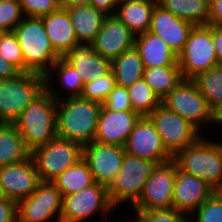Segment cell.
<instances>
[{
    "label": "cell",
    "instance_id": "1",
    "mask_svg": "<svg viewBox=\"0 0 222 222\" xmlns=\"http://www.w3.org/2000/svg\"><path fill=\"white\" fill-rule=\"evenodd\" d=\"M45 88L57 101V136L76 142L82 147L92 143L96 136L102 104L81 96L65 99L60 95L59 98L50 83H45Z\"/></svg>",
    "mask_w": 222,
    "mask_h": 222
},
{
    "label": "cell",
    "instance_id": "2",
    "mask_svg": "<svg viewBox=\"0 0 222 222\" xmlns=\"http://www.w3.org/2000/svg\"><path fill=\"white\" fill-rule=\"evenodd\" d=\"M56 108L57 101L45 88L13 122L30 152L57 136Z\"/></svg>",
    "mask_w": 222,
    "mask_h": 222
},
{
    "label": "cell",
    "instance_id": "3",
    "mask_svg": "<svg viewBox=\"0 0 222 222\" xmlns=\"http://www.w3.org/2000/svg\"><path fill=\"white\" fill-rule=\"evenodd\" d=\"M173 160L181 171L204 180L214 191H222V143L200 137Z\"/></svg>",
    "mask_w": 222,
    "mask_h": 222
},
{
    "label": "cell",
    "instance_id": "4",
    "mask_svg": "<svg viewBox=\"0 0 222 222\" xmlns=\"http://www.w3.org/2000/svg\"><path fill=\"white\" fill-rule=\"evenodd\" d=\"M13 32L24 57V72L45 76L60 56L50 44L42 19L25 16Z\"/></svg>",
    "mask_w": 222,
    "mask_h": 222
},
{
    "label": "cell",
    "instance_id": "5",
    "mask_svg": "<svg viewBox=\"0 0 222 222\" xmlns=\"http://www.w3.org/2000/svg\"><path fill=\"white\" fill-rule=\"evenodd\" d=\"M44 89L45 76L37 72L0 80V123H13Z\"/></svg>",
    "mask_w": 222,
    "mask_h": 222
},
{
    "label": "cell",
    "instance_id": "6",
    "mask_svg": "<svg viewBox=\"0 0 222 222\" xmlns=\"http://www.w3.org/2000/svg\"><path fill=\"white\" fill-rule=\"evenodd\" d=\"M158 163L148 161L125 153L120 171L107 188L109 197L114 205L129 202L133 206L140 198L144 183L153 173Z\"/></svg>",
    "mask_w": 222,
    "mask_h": 222
},
{
    "label": "cell",
    "instance_id": "7",
    "mask_svg": "<svg viewBox=\"0 0 222 222\" xmlns=\"http://www.w3.org/2000/svg\"><path fill=\"white\" fill-rule=\"evenodd\" d=\"M40 181H52L83 158V147L76 142L54 137L30 153Z\"/></svg>",
    "mask_w": 222,
    "mask_h": 222
},
{
    "label": "cell",
    "instance_id": "8",
    "mask_svg": "<svg viewBox=\"0 0 222 222\" xmlns=\"http://www.w3.org/2000/svg\"><path fill=\"white\" fill-rule=\"evenodd\" d=\"M177 62L186 80H193L218 65L212 41V26L193 27L183 50L177 55Z\"/></svg>",
    "mask_w": 222,
    "mask_h": 222
},
{
    "label": "cell",
    "instance_id": "9",
    "mask_svg": "<svg viewBox=\"0 0 222 222\" xmlns=\"http://www.w3.org/2000/svg\"><path fill=\"white\" fill-rule=\"evenodd\" d=\"M161 104L201 131L203 123H215V114L193 80L183 79Z\"/></svg>",
    "mask_w": 222,
    "mask_h": 222
},
{
    "label": "cell",
    "instance_id": "10",
    "mask_svg": "<svg viewBox=\"0 0 222 222\" xmlns=\"http://www.w3.org/2000/svg\"><path fill=\"white\" fill-rule=\"evenodd\" d=\"M115 209L106 186L94 183L78 192L62 196L61 222H84L95 212L108 215Z\"/></svg>",
    "mask_w": 222,
    "mask_h": 222
},
{
    "label": "cell",
    "instance_id": "11",
    "mask_svg": "<svg viewBox=\"0 0 222 222\" xmlns=\"http://www.w3.org/2000/svg\"><path fill=\"white\" fill-rule=\"evenodd\" d=\"M148 117L154 123L164 147L172 157L194 144L201 136L200 131L190 122L162 104Z\"/></svg>",
    "mask_w": 222,
    "mask_h": 222
},
{
    "label": "cell",
    "instance_id": "12",
    "mask_svg": "<svg viewBox=\"0 0 222 222\" xmlns=\"http://www.w3.org/2000/svg\"><path fill=\"white\" fill-rule=\"evenodd\" d=\"M177 163L172 159L158 164L144 183L139 200L132 206L135 212L173 208V188Z\"/></svg>",
    "mask_w": 222,
    "mask_h": 222
},
{
    "label": "cell",
    "instance_id": "13",
    "mask_svg": "<svg viewBox=\"0 0 222 222\" xmlns=\"http://www.w3.org/2000/svg\"><path fill=\"white\" fill-rule=\"evenodd\" d=\"M62 195L51 181H40L36 190L17 203V222H61ZM57 215V216H56Z\"/></svg>",
    "mask_w": 222,
    "mask_h": 222
},
{
    "label": "cell",
    "instance_id": "14",
    "mask_svg": "<svg viewBox=\"0 0 222 222\" xmlns=\"http://www.w3.org/2000/svg\"><path fill=\"white\" fill-rule=\"evenodd\" d=\"M125 152L158 164L168 162L173 157L164 147L154 123L148 116H142L136 122L124 146Z\"/></svg>",
    "mask_w": 222,
    "mask_h": 222
},
{
    "label": "cell",
    "instance_id": "15",
    "mask_svg": "<svg viewBox=\"0 0 222 222\" xmlns=\"http://www.w3.org/2000/svg\"><path fill=\"white\" fill-rule=\"evenodd\" d=\"M125 153L124 147L95 141L83 146V159L88 163L94 181L107 188L120 171Z\"/></svg>",
    "mask_w": 222,
    "mask_h": 222
},
{
    "label": "cell",
    "instance_id": "16",
    "mask_svg": "<svg viewBox=\"0 0 222 222\" xmlns=\"http://www.w3.org/2000/svg\"><path fill=\"white\" fill-rule=\"evenodd\" d=\"M40 182L35 163L31 157L0 167V188L7 199L18 203L29 197Z\"/></svg>",
    "mask_w": 222,
    "mask_h": 222
},
{
    "label": "cell",
    "instance_id": "17",
    "mask_svg": "<svg viewBox=\"0 0 222 222\" xmlns=\"http://www.w3.org/2000/svg\"><path fill=\"white\" fill-rule=\"evenodd\" d=\"M140 115L133 111H113L103 105L94 141L124 147Z\"/></svg>",
    "mask_w": 222,
    "mask_h": 222
},
{
    "label": "cell",
    "instance_id": "18",
    "mask_svg": "<svg viewBox=\"0 0 222 222\" xmlns=\"http://www.w3.org/2000/svg\"><path fill=\"white\" fill-rule=\"evenodd\" d=\"M135 35L115 16H107L91 44L94 51L111 62L134 47Z\"/></svg>",
    "mask_w": 222,
    "mask_h": 222
},
{
    "label": "cell",
    "instance_id": "19",
    "mask_svg": "<svg viewBox=\"0 0 222 222\" xmlns=\"http://www.w3.org/2000/svg\"><path fill=\"white\" fill-rule=\"evenodd\" d=\"M214 192L204 180L181 171L177 166L173 188V208L177 211L192 214Z\"/></svg>",
    "mask_w": 222,
    "mask_h": 222
},
{
    "label": "cell",
    "instance_id": "20",
    "mask_svg": "<svg viewBox=\"0 0 222 222\" xmlns=\"http://www.w3.org/2000/svg\"><path fill=\"white\" fill-rule=\"evenodd\" d=\"M193 27L192 23L174 16L157 3L152 12L149 31L161 37L178 55Z\"/></svg>",
    "mask_w": 222,
    "mask_h": 222
},
{
    "label": "cell",
    "instance_id": "21",
    "mask_svg": "<svg viewBox=\"0 0 222 222\" xmlns=\"http://www.w3.org/2000/svg\"><path fill=\"white\" fill-rule=\"evenodd\" d=\"M86 83L111 72V61L94 51L92 45L80 44L63 57Z\"/></svg>",
    "mask_w": 222,
    "mask_h": 222
},
{
    "label": "cell",
    "instance_id": "22",
    "mask_svg": "<svg viewBox=\"0 0 222 222\" xmlns=\"http://www.w3.org/2000/svg\"><path fill=\"white\" fill-rule=\"evenodd\" d=\"M40 18L44 24L50 44L60 57H63L75 46L80 45L66 9L59 8Z\"/></svg>",
    "mask_w": 222,
    "mask_h": 222
},
{
    "label": "cell",
    "instance_id": "23",
    "mask_svg": "<svg viewBox=\"0 0 222 222\" xmlns=\"http://www.w3.org/2000/svg\"><path fill=\"white\" fill-rule=\"evenodd\" d=\"M134 47L139 52L144 69L179 66L175 52L161 37L150 31L135 36Z\"/></svg>",
    "mask_w": 222,
    "mask_h": 222
},
{
    "label": "cell",
    "instance_id": "24",
    "mask_svg": "<svg viewBox=\"0 0 222 222\" xmlns=\"http://www.w3.org/2000/svg\"><path fill=\"white\" fill-rule=\"evenodd\" d=\"M157 3L158 0H120L114 15L137 36L149 31Z\"/></svg>",
    "mask_w": 222,
    "mask_h": 222
},
{
    "label": "cell",
    "instance_id": "25",
    "mask_svg": "<svg viewBox=\"0 0 222 222\" xmlns=\"http://www.w3.org/2000/svg\"><path fill=\"white\" fill-rule=\"evenodd\" d=\"M66 10L79 44L91 45L107 15L90 4L68 7Z\"/></svg>",
    "mask_w": 222,
    "mask_h": 222
},
{
    "label": "cell",
    "instance_id": "26",
    "mask_svg": "<svg viewBox=\"0 0 222 222\" xmlns=\"http://www.w3.org/2000/svg\"><path fill=\"white\" fill-rule=\"evenodd\" d=\"M111 71L116 85L120 87L129 88L136 81L142 79L144 66L138 50L132 47L122 52L111 62Z\"/></svg>",
    "mask_w": 222,
    "mask_h": 222
},
{
    "label": "cell",
    "instance_id": "27",
    "mask_svg": "<svg viewBox=\"0 0 222 222\" xmlns=\"http://www.w3.org/2000/svg\"><path fill=\"white\" fill-rule=\"evenodd\" d=\"M24 140L13 123H0V167L30 156Z\"/></svg>",
    "mask_w": 222,
    "mask_h": 222
},
{
    "label": "cell",
    "instance_id": "28",
    "mask_svg": "<svg viewBox=\"0 0 222 222\" xmlns=\"http://www.w3.org/2000/svg\"><path fill=\"white\" fill-rule=\"evenodd\" d=\"M158 4L194 26L208 25L209 0H158Z\"/></svg>",
    "mask_w": 222,
    "mask_h": 222
},
{
    "label": "cell",
    "instance_id": "29",
    "mask_svg": "<svg viewBox=\"0 0 222 222\" xmlns=\"http://www.w3.org/2000/svg\"><path fill=\"white\" fill-rule=\"evenodd\" d=\"M62 196L69 195L95 183L88 163L82 158L51 181Z\"/></svg>",
    "mask_w": 222,
    "mask_h": 222
},
{
    "label": "cell",
    "instance_id": "30",
    "mask_svg": "<svg viewBox=\"0 0 222 222\" xmlns=\"http://www.w3.org/2000/svg\"><path fill=\"white\" fill-rule=\"evenodd\" d=\"M143 79L160 100H162L184 78L179 66H163L144 69Z\"/></svg>",
    "mask_w": 222,
    "mask_h": 222
},
{
    "label": "cell",
    "instance_id": "31",
    "mask_svg": "<svg viewBox=\"0 0 222 222\" xmlns=\"http://www.w3.org/2000/svg\"><path fill=\"white\" fill-rule=\"evenodd\" d=\"M193 81L216 115L222 108V65L213 66Z\"/></svg>",
    "mask_w": 222,
    "mask_h": 222
},
{
    "label": "cell",
    "instance_id": "32",
    "mask_svg": "<svg viewBox=\"0 0 222 222\" xmlns=\"http://www.w3.org/2000/svg\"><path fill=\"white\" fill-rule=\"evenodd\" d=\"M133 111L141 117L149 116L160 104V98L142 78L127 88Z\"/></svg>",
    "mask_w": 222,
    "mask_h": 222
},
{
    "label": "cell",
    "instance_id": "33",
    "mask_svg": "<svg viewBox=\"0 0 222 222\" xmlns=\"http://www.w3.org/2000/svg\"><path fill=\"white\" fill-rule=\"evenodd\" d=\"M53 71L56 74L58 73L57 75L59 76L57 77L60 79V85L62 84L61 86L65 90H69L68 92L70 93L66 97L81 96L85 83L72 65L60 57L45 75V83H51V80H53L51 79Z\"/></svg>",
    "mask_w": 222,
    "mask_h": 222
},
{
    "label": "cell",
    "instance_id": "34",
    "mask_svg": "<svg viewBox=\"0 0 222 222\" xmlns=\"http://www.w3.org/2000/svg\"><path fill=\"white\" fill-rule=\"evenodd\" d=\"M115 86L116 81L111 71L105 76L86 82L81 97L102 104Z\"/></svg>",
    "mask_w": 222,
    "mask_h": 222
},
{
    "label": "cell",
    "instance_id": "35",
    "mask_svg": "<svg viewBox=\"0 0 222 222\" xmlns=\"http://www.w3.org/2000/svg\"><path fill=\"white\" fill-rule=\"evenodd\" d=\"M194 212L192 222H222V191H215Z\"/></svg>",
    "mask_w": 222,
    "mask_h": 222
},
{
    "label": "cell",
    "instance_id": "36",
    "mask_svg": "<svg viewBox=\"0 0 222 222\" xmlns=\"http://www.w3.org/2000/svg\"><path fill=\"white\" fill-rule=\"evenodd\" d=\"M0 55L24 72V57L17 36L13 31L3 32L0 36Z\"/></svg>",
    "mask_w": 222,
    "mask_h": 222
},
{
    "label": "cell",
    "instance_id": "37",
    "mask_svg": "<svg viewBox=\"0 0 222 222\" xmlns=\"http://www.w3.org/2000/svg\"><path fill=\"white\" fill-rule=\"evenodd\" d=\"M136 215L137 219L133 222H192L191 214L175 208L136 212Z\"/></svg>",
    "mask_w": 222,
    "mask_h": 222
},
{
    "label": "cell",
    "instance_id": "38",
    "mask_svg": "<svg viewBox=\"0 0 222 222\" xmlns=\"http://www.w3.org/2000/svg\"><path fill=\"white\" fill-rule=\"evenodd\" d=\"M24 17L18 1H0V30L2 32L14 31Z\"/></svg>",
    "mask_w": 222,
    "mask_h": 222
},
{
    "label": "cell",
    "instance_id": "39",
    "mask_svg": "<svg viewBox=\"0 0 222 222\" xmlns=\"http://www.w3.org/2000/svg\"><path fill=\"white\" fill-rule=\"evenodd\" d=\"M18 2L26 17L40 18L60 8L58 0H18Z\"/></svg>",
    "mask_w": 222,
    "mask_h": 222
},
{
    "label": "cell",
    "instance_id": "40",
    "mask_svg": "<svg viewBox=\"0 0 222 222\" xmlns=\"http://www.w3.org/2000/svg\"><path fill=\"white\" fill-rule=\"evenodd\" d=\"M102 105L113 111L133 110L127 88L115 86Z\"/></svg>",
    "mask_w": 222,
    "mask_h": 222
},
{
    "label": "cell",
    "instance_id": "41",
    "mask_svg": "<svg viewBox=\"0 0 222 222\" xmlns=\"http://www.w3.org/2000/svg\"><path fill=\"white\" fill-rule=\"evenodd\" d=\"M0 222H17V203L6 197L0 199Z\"/></svg>",
    "mask_w": 222,
    "mask_h": 222
},
{
    "label": "cell",
    "instance_id": "42",
    "mask_svg": "<svg viewBox=\"0 0 222 222\" xmlns=\"http://www.w3.org/2000/svg\"><path fill=\"white\" fill-rule=\"evenodd\" d=\"M208 26L222 28V0H209Z\"/></svg>",
    "mask_w": 222,
    "mask_h": 222
},
{
    "label": "cell",
    "instance_id": "43",
    "mask_svg": "<svg viewBox=\"0 0 222 222\" xmlns=\"http://www.w3.org/2000/svg\"><path fill=\"white\" fill-rule=\"evenodd\" d=\"M119 0H90V5L107 16H113L116 12Z\"/></svg>",
    "mask_w": 222,
    "mask_h": 222
},
{
    "label": "cell",
    "instance_id": "44",
    "mask_svg": "<svg viewBox=\"0 0 222 222\" xmlns=\"http://www.w3.org/2000/svg\"><path fill=\"white\" fill-rule=\"evenodd\" d=\"M21 73L13 64L0 55V80L11 79Z\"/></svg>",
    "mask_w": 222,
    "mask_h": 222
},
{
    "label": "cell",
    "instance_id": "45",
    "mask_svg": "<svg viewBox=\"0 0 222 222\" xmlns=\"http://www.w3.org/2000/svg\"><path fill=\"white\" fill-rule=\"evenodd\" d=\"M212 41L218 64L222 65V28L212 26Z\"/></svg>",
    "mask_w": 222,
    "mask_h": 222
},
{
    "label": "cell",
    "instance_id": "46",
    "mask_svg": "<svg viewBox=\"0 0 222 222\" xmlns=\"http://www.w3.org/2000/svg\"><path fill=\"white\" fill-rule=\"evenodd\" d=\"M60 8H68L80 5H89L90 0H58Z\"/></svg>",
    "mask_w": 222,
    "mask_h": 222
},
{
    "label": "cell",
    "instance_id": "47",
    "mask_svg": "<svg viewBox=\"0 0 222 222\" xmlns=\"http://www.w3.org/2000/svg\"><path fill=\"white\" fill-rule=\"evenodd\" d=\"M215 123L222 124V108L220 111L215 115Z\"/></svg>",
    "mask_w": 222,
    "mask_h": 222
},
{
    "label": "cell",
    "instance_id": "48",
    "mask_svg": "<svg viewBox=\"0 0 222 222\" xmlns=\"http://www.w3.org/2000/svg\"><path fill=\"white\" fill-rule=\"evenodd\" d=\"M3 194H2V191H1V188H0V199L3 198Z\"/></svg>",
    "mask_w": 222,
    "mask_h": 222
},
{
    "label": "cell",
    "instance_id": "49",
    "mask_svg": "<svg viewBox=\"0 0 222 222\" xmlns=\"http://www.w3.org/2000/svg\"><path fill=\"white\" fill-rule=\"evenodd\" d=\"M0 1H18V0H0Z\"/></svg>",
    "mask_w": 222,
    "mask_h": 222
}]
</instances>
